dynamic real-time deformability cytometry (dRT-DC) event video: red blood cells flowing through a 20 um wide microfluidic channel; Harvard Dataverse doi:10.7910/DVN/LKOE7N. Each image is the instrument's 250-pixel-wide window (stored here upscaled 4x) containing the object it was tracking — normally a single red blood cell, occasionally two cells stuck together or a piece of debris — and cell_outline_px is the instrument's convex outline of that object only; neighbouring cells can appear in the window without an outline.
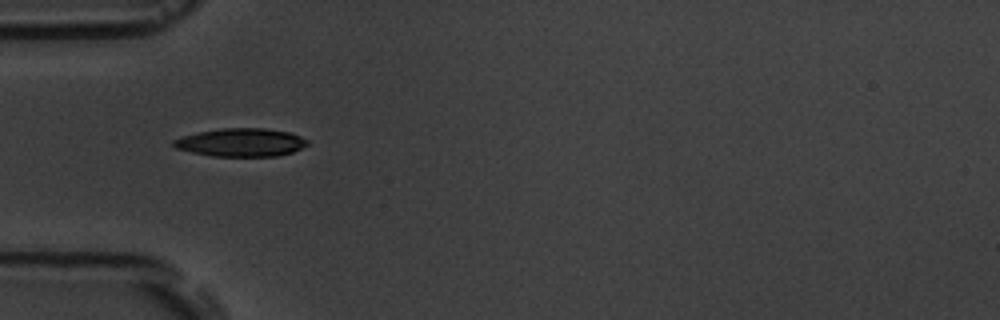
{"species": "common noctule bat (a hibernating species)", "species_latin": "Nyctalus noctula", "temperature_condition": "room temperature", "stored_images_in_passage": 9, "camera_frame_rate_fps": 3000, "um_per_image_px": 0.085, "animal": {"sex": "male", "body_mass_g": 19.5, "forearm_length_mm": 54.6}, "frame": {"image": 1, "passage_image": 6, "time_ms": 5.667, "image_size_px": [1000, 320], "cell_outline_px": [[308, 144], [292, 152], [276, 156], [212, 156], [192, 152], [176, 148], [172, 144], [172, 140], [184, 136], [200, 132], [220, 128], [264, 128], [288, 132], [300, 136], [308, 140]], "centroid_in_image_um": [20.48, 12.1], "position_along_channel_um": 64.5, "area_um2": 21.79}}
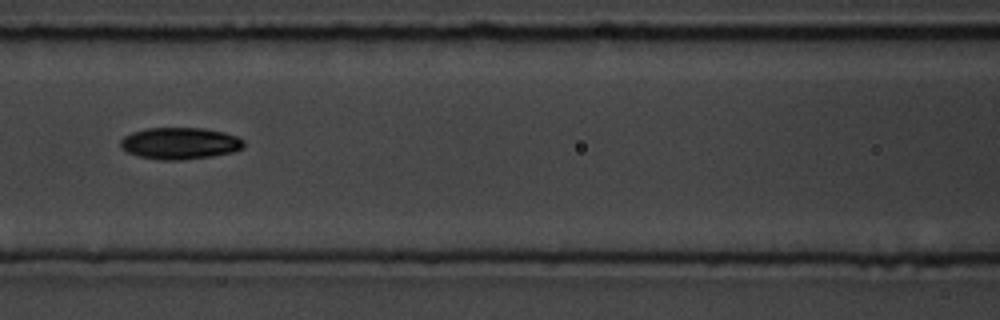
{"frame": {"image": 2, "passage_image": 8, "time_ms": 8.0, "image_size_px": [1000, 320], "cell_outline_px": [[244, 148], [232, 152], [212, 156], [184, 160], [160, 160], [140, 156], [128, 152], [120, 148], [120, 140], [124, 136], [132, 132], [148, 128], [204, 128], [224, 132], [236, 136], [244, 140]], "centroid_in_image_um": [15.3, 12.18], "position_along_channel_um": 151.3, "area_um2": 22.89}}
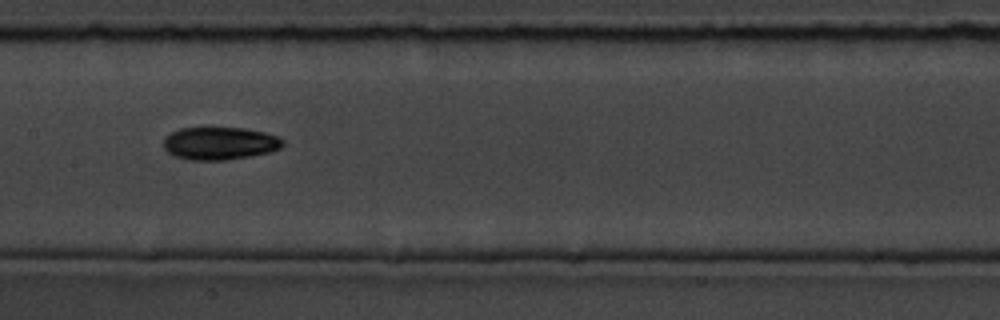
{"frame": {"image": 3, "passage_image": 9, "time_ms": 9.0, "image_size_px": [1000, 320], "cell_outline_px": [[284, 144], [280, 148], [268, 152], [248, 156], [224, 160], [188, 160], [176, 156], [168, 152], [164, 148], [164, 136], [180, 128], [244, 128], [264, 132], [276, 136], [284, 140]], "centroid_in_image_um": [18.66, 12.18], "position_along_channel_um": 188.7, "area_um2": 22.6}}